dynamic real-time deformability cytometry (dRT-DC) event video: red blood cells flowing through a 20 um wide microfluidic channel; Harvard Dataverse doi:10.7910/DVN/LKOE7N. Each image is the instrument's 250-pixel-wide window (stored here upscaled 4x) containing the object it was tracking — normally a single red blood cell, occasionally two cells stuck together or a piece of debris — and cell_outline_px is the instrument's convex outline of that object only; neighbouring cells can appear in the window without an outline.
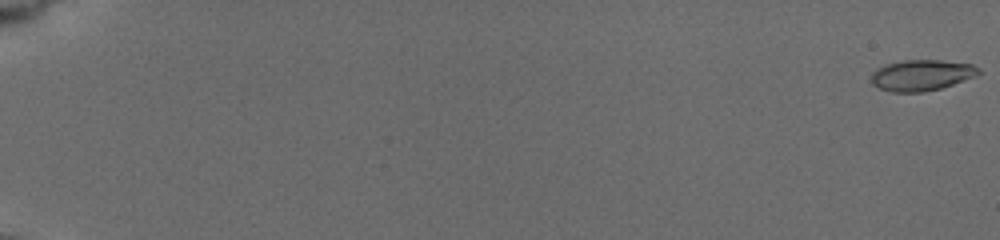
{"species": "common noctule bat (a hibernating species)", "species_latin": "Nyctalus noctula", "temperature_condition": "cold", "stored_images_in_passage": 32, "camera_frame_rate_fps": 3000, "um_per_image_px": 0.085, "animal": {"sex": "female", "body_mass_g": 19.5, "forearm_length_mm": 54.1}, "frame": {"image": 1, "passage_image": 1, "time_ms": 0.0, "image_size_px": [1000, 240], "cell_outline_px": [[980, 72], [972, 76], [952, 84], [940, 88], [924, 92], [892, 92], [880, 88], [872, 84], [872, 72], [876, 68], [888, 64], [904, 60], [940, 60], [972, 64], [980, 68]], "centroid_in_image_um": [78.3, 6.39], "position_along_channel_um": 6.7, "area_um2": 19.07}}
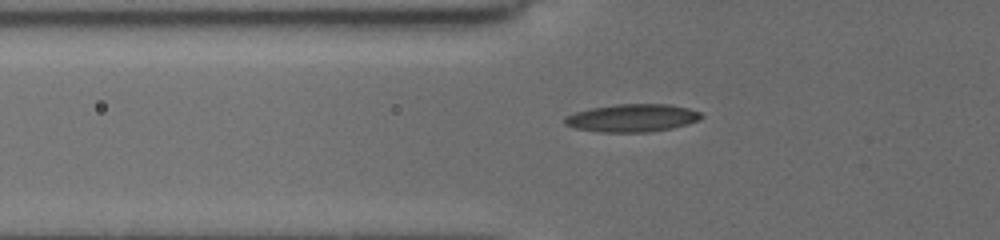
{"frame": {"image": 2, "passage_image": 26, "time_ms": 7.333, "image_size_px": [1000, 240], "cell_outline_px": [[704, 116], [696, 120], [672, 128], [648, 132], [600, 132], [576, 128], [564, 124], [564, 116], [576, 112], [592, 108], [616, 104], [668, 104], [688, 108], [700, 112]], "centroid_in_image_um": [53.71, 10.02], "position_along_channel_um": 72.1, "area_um2": 21.91}}
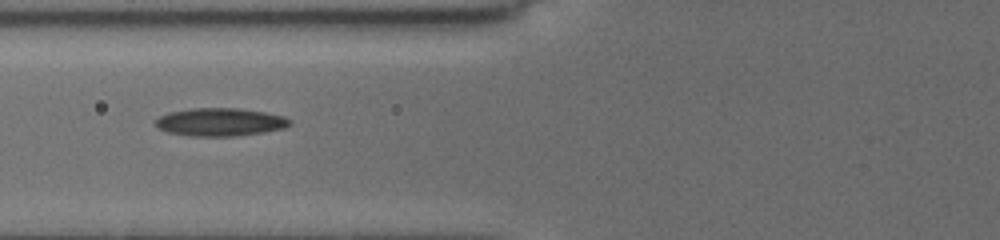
{"frame": {"image": 3, "passage_image": 31, "time_ms": 8.333, "image_size_px": [1000, 240], "cell_outline_px": [[292, 124], [284, 128], [264, 132], [236, 136], [188, 136], [168, 132], [156, 128], [156, 120], [160, 116], [168, 112], [188, 108], [240, 108], [264, 112], [284, 116], [292, 120]], "centroid_in_image_um": [18.71, 10.37], "position_along_channel_um": 107.1, "area_um2": 22.14}}